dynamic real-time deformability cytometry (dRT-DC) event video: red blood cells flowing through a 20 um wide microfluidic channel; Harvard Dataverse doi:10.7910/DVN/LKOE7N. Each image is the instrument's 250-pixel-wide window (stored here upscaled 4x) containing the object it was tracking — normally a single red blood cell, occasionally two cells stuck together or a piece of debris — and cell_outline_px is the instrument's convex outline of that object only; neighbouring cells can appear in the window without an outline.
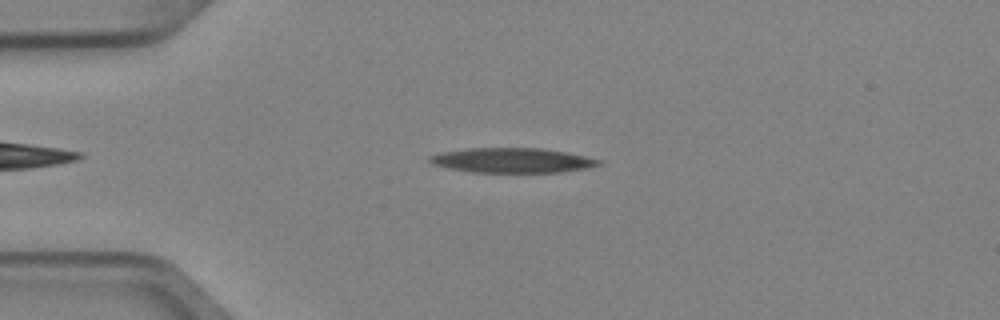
{"species": "Egyptian fruit bat (a non-hibernating species)", "species_latin": "Rousettus aegyptiacus", "temperature_condition": "cold", "stored_images_in_passage": 3, "camera_frame_rate_fps": 3000, "um_per_image_px": 0.085, "animal": {"sex": "female"}, "frame": {"image": 1, "passage_image": 2, "time_ms": 0.333, "image_size_px": [1000, 320], "cell_outline_px": [[604, 164], [588, 168], [560, 172], [472, 172], [448, 168], [432, 164], [428, 160], [428, 156], [440, 152], [468, 148], [540, 148], [568, 152], [604, 160]], "centroid_in_image_um": [43.58, 13.62], "position_along_channel_um": 41.4, "area_um2": 24.68}}